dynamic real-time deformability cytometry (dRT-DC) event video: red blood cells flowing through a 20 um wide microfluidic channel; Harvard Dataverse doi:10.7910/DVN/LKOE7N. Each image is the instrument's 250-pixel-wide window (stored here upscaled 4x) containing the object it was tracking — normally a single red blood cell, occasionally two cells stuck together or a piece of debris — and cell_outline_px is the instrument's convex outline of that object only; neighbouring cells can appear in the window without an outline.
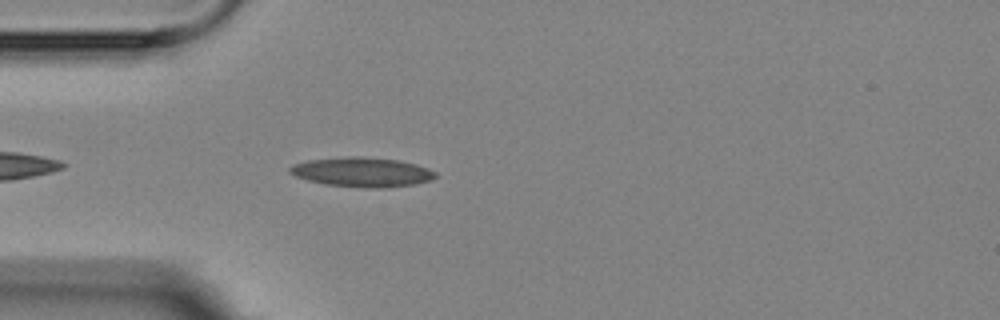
{"species": "Egyptian fruit bat (a non-hibernating species)", "species_latin": "Rousettus aegyptiacus", "temperature_condition": "room temperature", "stored_images_in_passage": 4, "camera_frame_rate_fps": 3000, "um_per_image_px": 0.085, "animal": {"sex": "female"}, "frame": {"image": 1, "passage_image": 4, "time_ms": 3.333, "image_size_px": [1000, 320], "cell_outline_px": [[436, 176], [432, 180], [416, 184], [380, 188], [364, 188], [328, 184], [308, 180], [296, 176], [288, 172], [288, 168], [296, 164], [308, 160], [352, 156], [360, 156], [400, 160], [416, 164], [428, 168], [436, 172]], "centroid_in_image_um": [30.82, 14.62], "position_along_channel_um": 54.2, "area_um2": 24.97}}